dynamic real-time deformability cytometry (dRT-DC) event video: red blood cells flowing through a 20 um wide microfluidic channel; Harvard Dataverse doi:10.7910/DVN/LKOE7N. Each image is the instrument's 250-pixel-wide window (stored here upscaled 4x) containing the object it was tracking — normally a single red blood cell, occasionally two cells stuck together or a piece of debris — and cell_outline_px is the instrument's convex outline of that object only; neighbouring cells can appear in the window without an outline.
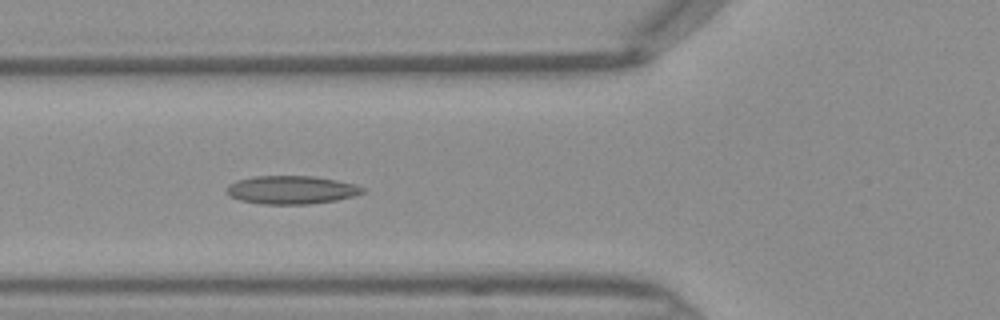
{"species": "Egyptian fruit bat (a non-hibernating species)", "species_latin": "Rousettus aegyptiacus", "temperature_condition": "warm", "stored_images_in_passage": 39, "camera_frame_rate_fps": 3000, "um_per_image_px": 0.085, "frame": {"image": 1, "passage_image": 13, "time_ms": 4.0, "image_size_px": [1000, 320], "cell_outline_px": [[364, 192], [352, 196], [336, 200], [308, 204], [260, 204], [240, 200], [228, 196], [228, 188], [236, 180], [256, 176], [312, 176], [336, 180], [356, 184], [364, 188]], "centroid_in_image_um": [24.77, 16.14], "position_along_channel_um": 101.0, "area_um2": 22.2}}
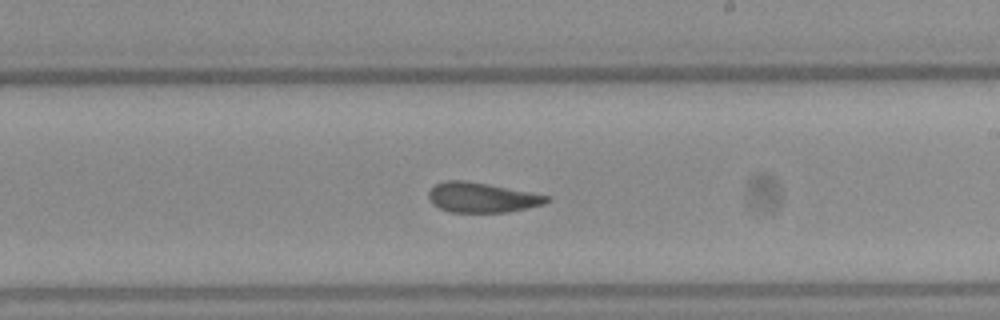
{"frame": {"image": 2, "passage_image": 23, "time_ms": 7.333, "image_size_px": [1000, 320], "cell_outline_px": [[552, 200], [544, 204], [508, 212], [448, 212], [432, 204], [428, 196], [428, 192], [436, 184], [444, 180], [464, 180], [488, 184], [552, 196]], "centroid_in_image_um": [40.98, 16.79], "position_along_channel_um": 248.0, "area_um2": 20.69}}
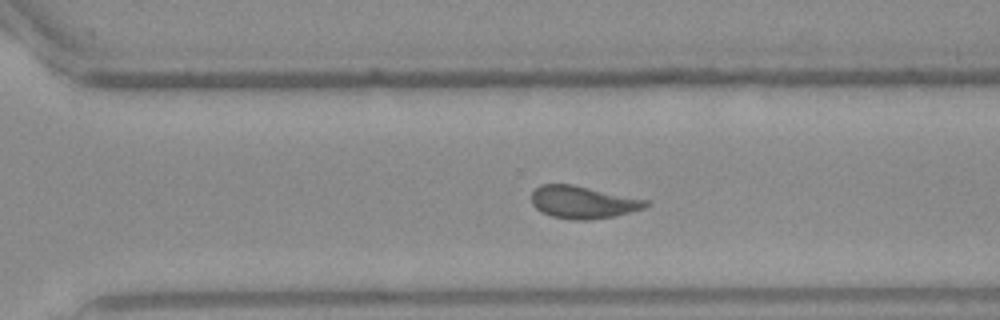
{"frame": {"image": 3, "passage_image": 28, "time_ms": 9.0, "image_size_px": [1000, 320], "cell_outline_px": [[652, 204], [644, 208], [616, 216], [584, 220], [572, 220], [552, 216], [536, 208], [532, 204], [532, 192], [540, 184], [572, 184], [648, 200]], "centroid_in_image_um": [49.57, 17.18], "position_along_channel_um": 321.0, "area_um2": 21.56}}